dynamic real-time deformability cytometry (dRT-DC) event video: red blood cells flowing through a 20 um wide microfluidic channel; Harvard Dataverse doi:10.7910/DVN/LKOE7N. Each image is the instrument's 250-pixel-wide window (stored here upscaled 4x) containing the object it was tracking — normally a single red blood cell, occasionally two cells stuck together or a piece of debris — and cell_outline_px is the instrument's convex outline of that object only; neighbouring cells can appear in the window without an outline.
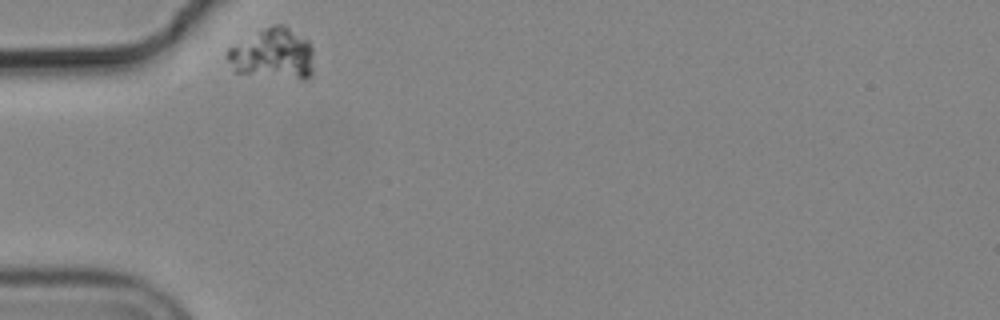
{"species": "common noctule bat (a hibernating species)", "species_latin": "Nyctalus noctula", "temperature_condition": "cold", "stored_images_in_passage": 39, "camera_frame_rate_fps": 3000, "um_per_image_px": 0.085, "animal": {"sex": "male", "body_mass_g": 19.2, "forearm_length_mm": 51.8}, "frame": {"image": 1, "passage_image": 1, "time_ms": 0.0, "image_size_px": [1000, 320], "cell_outline_px": [[312, 72], [304, 80], [236, 72], [228, 60], [228, 48], [264, 28], [272, 24], [284, 24], [308, 40], [312, 44]], "centroid_in_image_um": [23.24, 4.57], "position_along_channel_um": 61.8, "area_um2": 25.32}}
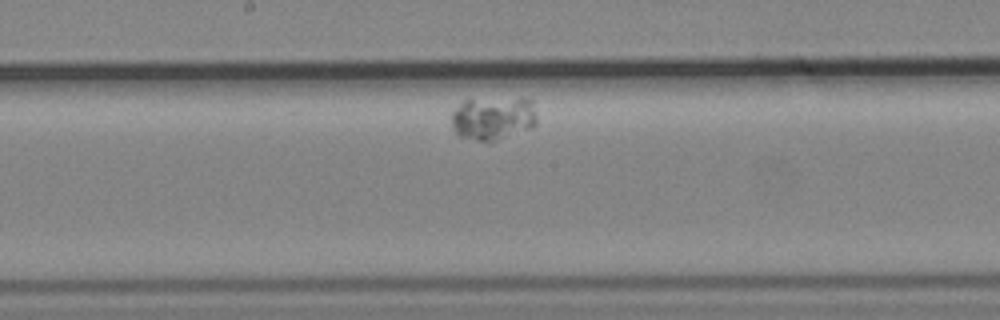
{"frame": {"image": 2, "passage_image": 17, "time_ms": 5.333, "image_size_px": [1000, 320], "cell_outline_px": [[536, 124], [532, 128], [488, 144], [460, 136], [452, 128], [452, 108], [464, 100], [520, 96], [528, 96], [532, 100], [536, 116]], "centroid_in_image_um": [41.93, 10.03], "position_along_channel_um": 206.3, "area_um2": 22.66}}
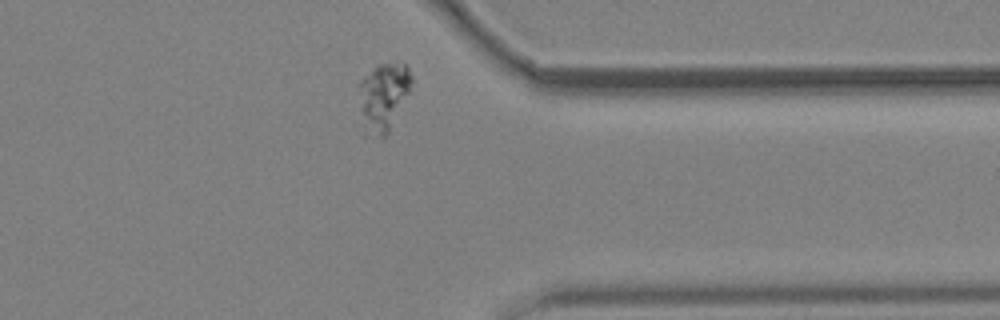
{"frame": {"image": 3, "passage_image": 34, "time_ms": 11.0, "image_size_px": [1000, 320], "cell_outline_px": [[412, 80], [408, 92], [384, 140], [364, 136], [356, 84], [376, 64], [404, 64], [408, 68], [412, 76]], "centroid_in_image_um": [32.49, 8.28], "position_along_channel_um": 378.9, "area_um2": 21.27}}